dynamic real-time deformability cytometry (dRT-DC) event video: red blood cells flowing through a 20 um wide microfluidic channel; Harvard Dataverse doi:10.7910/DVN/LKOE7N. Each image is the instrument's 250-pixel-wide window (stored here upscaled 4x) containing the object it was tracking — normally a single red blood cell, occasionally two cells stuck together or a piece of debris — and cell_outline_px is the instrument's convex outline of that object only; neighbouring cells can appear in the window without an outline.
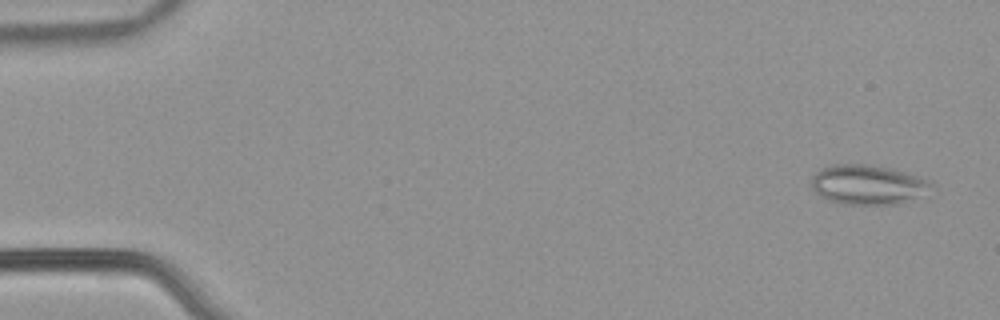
{"species": "common noctule bat (a hibernating species)", "species_latin": "Nyctalus noctula", "temperature_condition": "warm", "stored_images_in_passage": 11, "camera_frame_rate_fps": 3000, "um_per_image_px": 0.085, "animal": {"sex": "male", "body_mass_g": 21.5, "forearm_length_mm": 52.0}, "frame": {"image": 1, "passage_image": 3, "time_ms": 0.667, "image_size_px": [1000, 320], "cell_outline_px": [[936, 184], [896, 204], [844, 204], [828, 200], [816, 192], [812, 188], [812, 176], [820, 168], [832, 164], [872, 164], [892, 168], [920, 176], [932, 180]], "centroid_in_image_um": [73.71, 15.65], "position_along_channel_um": 11.3, "area_um2": 27.34}}